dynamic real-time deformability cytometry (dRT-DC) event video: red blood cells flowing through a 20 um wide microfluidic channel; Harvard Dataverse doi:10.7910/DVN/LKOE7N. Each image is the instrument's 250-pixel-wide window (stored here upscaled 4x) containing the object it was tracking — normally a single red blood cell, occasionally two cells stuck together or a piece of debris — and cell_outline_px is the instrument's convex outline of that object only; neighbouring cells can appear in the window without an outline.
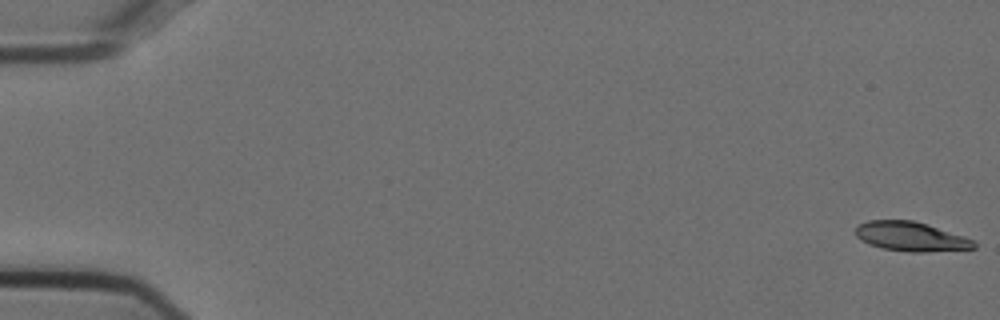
{"species": "Egyptian fruit bat (a non-hibernating species)", "species_latin": "Rousettus aegyptiacus", "temperature_condition": "cold", "stored_images_in_passage": 39, "camera_frame_rate_fps": 3000, "um_per_image_px": 0.085, "animal": {"sex": "female"}, "frame": {"image": 1, "passage_image": 1, "time_ms": 0.0, "image_size_px": [1000, 320], "cell_outline_px": [[976, 248], [924, 252], [912, 252], [880, 248], [868, 244], [860, 240], [856, 236], [856, 228], [860, 224], [868, 220], [912, 220], [964, 236], [972, 240], [976, 244]], "centroid_in_image_um": [77.39, 20.11], "position_along_channel_um": 7.6, "area_um2": 20.06}}
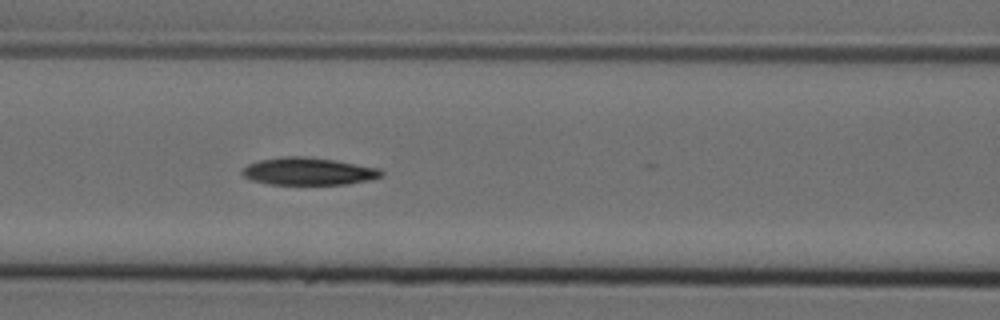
{"frame": {"image": 2, "passage_image": 24, "time_ms": 7.667, "image_size_px": [1000, 320], "cell_outline_px": [[384, 176], [372, 180], [348, 184], [268, 184], [252, 180], [244, 176], [240, 172], [248, 164], [260, 160], [284, 156], [304, 156], [336, 160], [380, 168], [384, 172]], "centroid_in_image_um": [26.27, 14.56], "position_along_channel_um": 140.3, "area_um2": 22.43}}
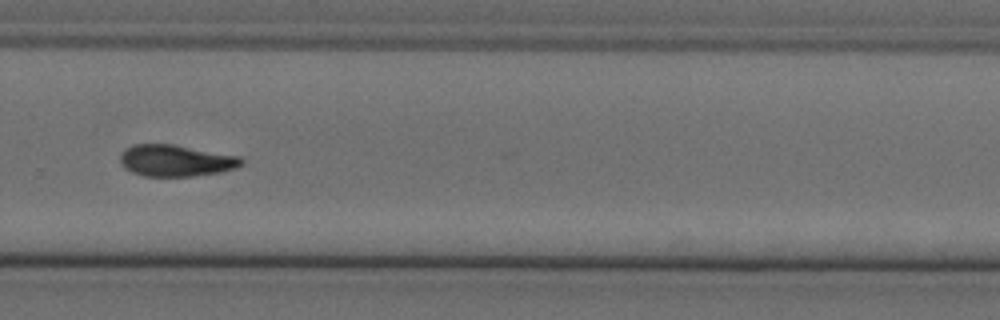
{"frame": {"image": 3, "passage_image": 38, "time_ms": 12.333, "image_size_px": [1000, 320], "cell_outline_px": [[244, 164], [236, 168], [220, 172], [192, 176], [144, 176], [132, 172], [124, 168], [120, 164], [120, 152], [132, 144], [172, 144], [240, 156], [244, 160]], "centroid_in_image_um": [14.93, 13.65], "position_along_channel_um": 314.9, "area_um2": 22.48}}